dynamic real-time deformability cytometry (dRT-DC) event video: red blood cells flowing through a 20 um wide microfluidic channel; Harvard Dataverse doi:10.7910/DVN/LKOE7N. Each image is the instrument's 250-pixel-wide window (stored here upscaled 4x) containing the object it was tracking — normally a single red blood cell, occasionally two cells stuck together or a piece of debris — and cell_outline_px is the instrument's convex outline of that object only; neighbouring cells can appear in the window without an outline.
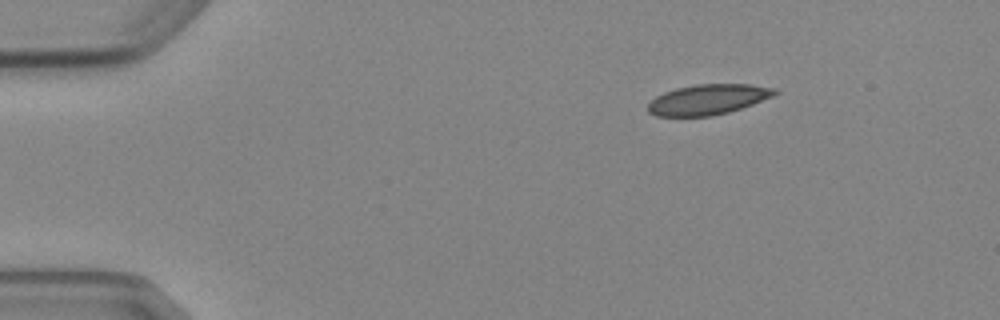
{"species": "Egyptian fruit bat (a non-hibernating species)", "species_latin": "Rousettus aegyptiacus", "temperature_condition": "cold", "stored_images_in_passage": 3, "camera_frame_rate_fps": 3000, "um_per_image_px": 0.085, "animal": {"sex": "female"}, "frame": {"image": 1, "passage_image": 1, "time_ms": 0.0, "image_size_px": [1000, 320], "cell_outline_px": [[780, 92], [772, 96], [752, 104], [728, 112], [712, 116], [656, 116], [648, 112], [648, 104], [656, 96], [664, 92], [676, 88], [696, 84], [752, 84], [776, 88]], "centroid_in_image_um": [60.18, 8.45], "position_along_channel_um": 24.8, "area_um2": 22.37}}